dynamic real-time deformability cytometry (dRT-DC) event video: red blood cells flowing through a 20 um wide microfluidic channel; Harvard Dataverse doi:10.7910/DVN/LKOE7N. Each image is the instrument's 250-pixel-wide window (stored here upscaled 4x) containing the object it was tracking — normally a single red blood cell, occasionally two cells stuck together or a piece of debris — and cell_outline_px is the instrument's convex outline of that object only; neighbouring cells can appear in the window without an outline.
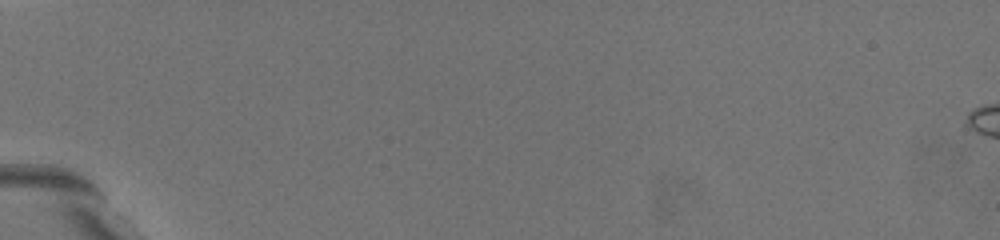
{"species": "common noctule bat (a hibernating species)", "species_latin": "Nyctalus noctula", "temperature_condition": "warm", "stored_images_in_passage": 4, "camera_frame_rate_fps": 3000, "um_per_image_px": 0.085, "animal": {"sex": "female", "body_mass_g": 19.5, "forearm_length_mm": 54.1}, "frame": {"image": 1, "passage_image": 1, "time_ms": 0.0, "image_size_px": [1000, 240], "cell_outline_px": [[184, 204], [176, 208], [168, 208], [116, 164], [112, 144], [128, 144], [164, 176]], "centroid_in_image_um": [12.41, 14.89], "position_along_channel_um": 72.6, "area_um2": 12.54}}